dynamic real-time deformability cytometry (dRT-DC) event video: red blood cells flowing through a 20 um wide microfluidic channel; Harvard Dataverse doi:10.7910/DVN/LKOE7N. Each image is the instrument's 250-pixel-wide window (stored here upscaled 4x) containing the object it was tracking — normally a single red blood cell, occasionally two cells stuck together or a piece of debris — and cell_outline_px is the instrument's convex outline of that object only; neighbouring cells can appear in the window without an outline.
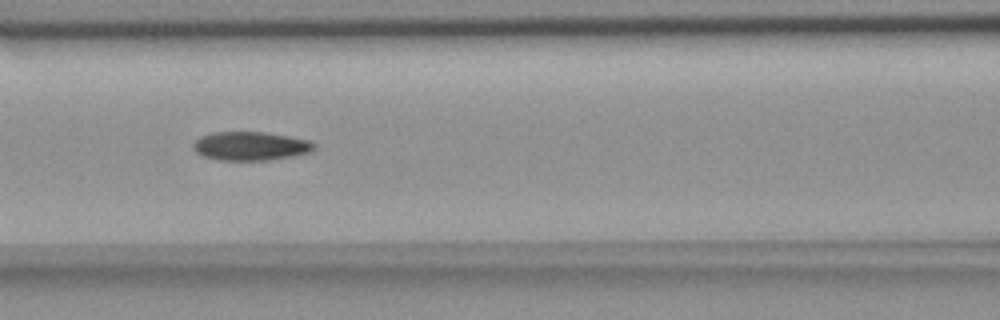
{"species": "common noctule bat (a hibernating species)", "species_latin": "Nyctalus noctula", "temperature_condition": "room temperature", "stored_images_in_passage": 5, "camera_frame_rate_fps": 3000, "um_per_image_px": 0.085, "animal": {"sex": "female", "body_mass_g": 18.4}, "frame": {"image": 1, "passage_image": 3, "time_ms": 2.333, "image_size_px": [1000, 320], "cell_outline_px": [[316, 148], [308, 152], [292, 156], [268, 160], [216, 160], [204, 156], [196, 152], [192, 148], [192, 144], [200, 136], [216, 132], [264, 132], [288, 136], [308, 140], [316, 144]], "centroid_in_image_um": [21.27, 12.41], "position_along_channel_um": 145.3, "area_um2": 20.17}}
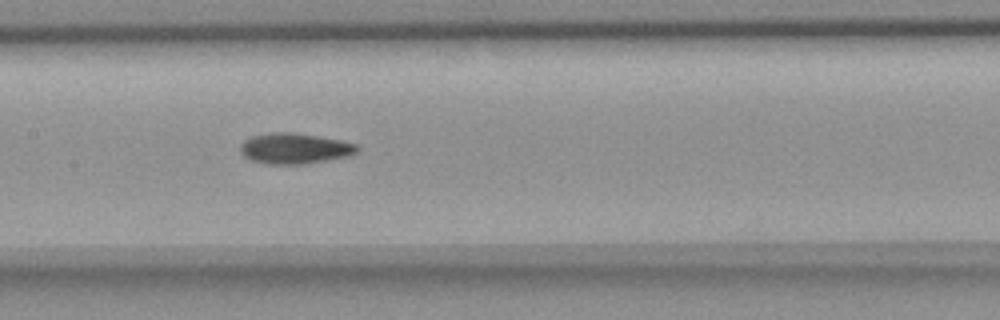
{"frame": {"image": 2, "passage_image": 4, "time_ms": 3.333, "image_size_px": [1000, 320], "cell_outline_px": [[360, 148], [356, 152], [348, 156], [304, 164], [268, 164], [252, 160], [244, 156], [240, 152], [240, 144], [244, 140], [252, 136], [272, 132], [292, 132], [340, 140], [356, 144]], "centroid_in_image_um": [25.02, 12.62], "position_along_channel_um": 182.4, "area_um2": 20.75}}
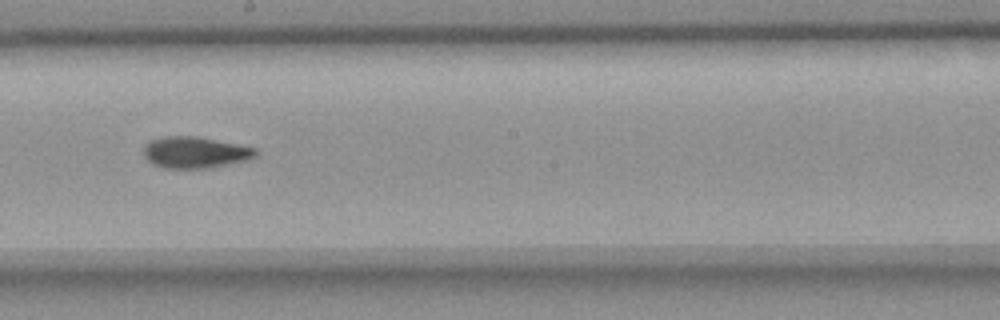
{"frame": {"image": 3, "passage_image": 5, "time_ms": 4.667, "image_size_px": [1000, 320], "cell_outline_px": [[256, 156], [248, 160], [208, 168], [164, 168], [152, 164], [144, 156], [144, 148], [152, 140], [164, 136], [196, 136], [256, 148]], "centroid_in_image_um": [16.58, 12.96], "position_along_channel_um": 231.6, "area_um2": 20.29}}